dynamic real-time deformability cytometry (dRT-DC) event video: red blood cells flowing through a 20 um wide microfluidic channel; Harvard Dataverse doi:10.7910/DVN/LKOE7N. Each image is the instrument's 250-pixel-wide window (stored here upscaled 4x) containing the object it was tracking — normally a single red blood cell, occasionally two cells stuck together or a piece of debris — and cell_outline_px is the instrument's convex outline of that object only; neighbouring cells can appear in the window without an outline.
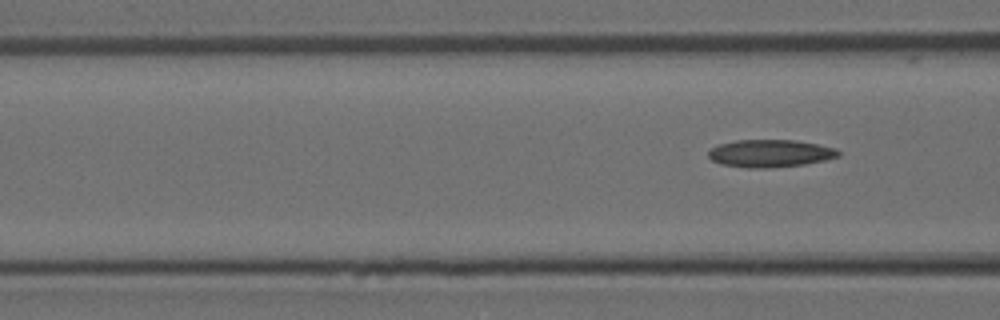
{"species": "Egyptian fruit bat (a non-hibernating species)", "species_latin": "Rousettus aegyptiacus", "temperature_condition": "room temperature", "stored_images_in_passage": 6, "camera_frame_rate_fps": 3000, "um_per_image_px": 0.085, "animal": {"sex": "female"}, "frame": {"image": 1, "passage_image": 6, "time_ms": 1.667, "image_size_px": [1000, 320], "cell_outline_px": [[840, 156], [824, 160], [804, 164], [768, 168], [748, 168], [720, 164], [712, 160], [708, 156], [708, 152], [712, 148], [720, 144], [736, 140], [792, 140], [816, 144], [836, 148], [840, 152]], "centroid_in_image_um": [65.45, 13.04], "position_along_channel_um": 101.1, "area_um2": 20.75}}